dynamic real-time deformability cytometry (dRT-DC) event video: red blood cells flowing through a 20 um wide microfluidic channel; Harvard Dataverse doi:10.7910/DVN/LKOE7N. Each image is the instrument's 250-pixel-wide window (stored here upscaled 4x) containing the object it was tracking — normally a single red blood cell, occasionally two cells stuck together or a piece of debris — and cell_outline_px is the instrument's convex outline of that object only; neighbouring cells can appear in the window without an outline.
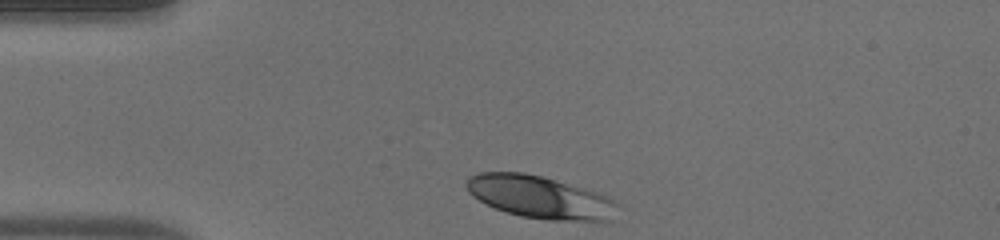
{"species": "human", "species_latin": "Homo sapiens", "temperature_condition": "warm", "stored_images_in_passage": 31, "camera_frame_rate_fps": 3000, "um_per_image_px": 0.085, "donor": {"sex": "male"}, "frame": {"image": 1, "passage_image": 1, "time_ms": 0.0, "image_size_px": [1000, 240], "cell_outline_px": [[620, 204], [612, 220], [548, 220], [520, 216], [484, 204], [472, 196], [468, 192], [464, 184], [468, 176], [480, 172], [524, 172], [540, 176], [584, 188], [608, 196]], "centroid_in_image_um": [45.86, 16.75], "position_along_channel_um": 39.1, "area_um2": 37.51}}
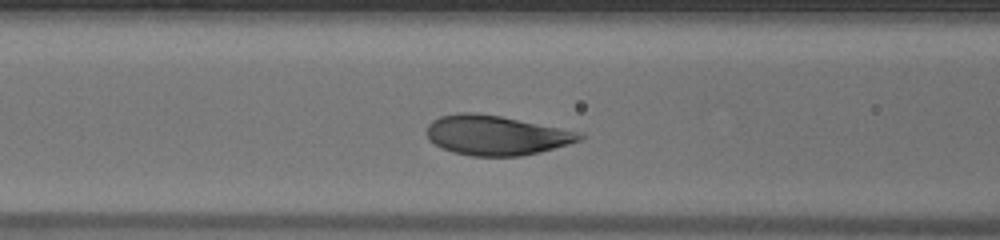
{"frame": {"image": 2, "passage_image": 10, "time_ms": 3.0, "image_size_px": [1000, 240], "cell_outline_px": [[584, 136], [580, 140], [568, 144], [540, 152], [520, 156], [472, 156], [452, 152], [440, 148], [428, 140], [428, 124], [432, 120], [440, 116], [460, 112], [476, 112], [500, 116], [584, 132]], "centroid_in_image_um": [42.17, 11.49], "position_along_channel_um": 124.4, "area_um2": 35.55}}
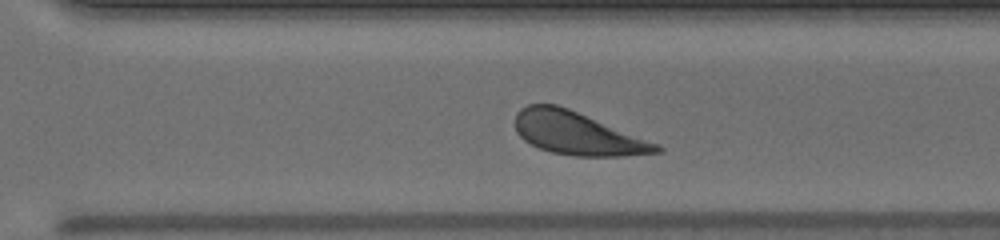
{"frame": {"image": 3, "passage_image": 25, "time_ms": 8.0, "image_size_px": [1000, 240], "cell_outline_px": [[664, 148], [660, 152], [624, 156], [576, 156], [552, 152], [540, 148], [524, 140], [516, 132], [516, 112], [520, 108], [528, 104], [556, 104], [568, 108], [656, 144]], "centroid_in_image_um": [49.0, 11.33], "position_along_channel_um": 321.6, "area_um2": 34.62}, "authors_computed_cell_mechanics": {"area_um2": 35.3736, "velocity_mm_per_s": 3.9479, "shape_relaxation_time_tau1_ms": 1.6444, "shape_relaxation_time_tau2_ms": null, "deformation_change_tau1": 0.1191, "deformation_change_tau2": null}}